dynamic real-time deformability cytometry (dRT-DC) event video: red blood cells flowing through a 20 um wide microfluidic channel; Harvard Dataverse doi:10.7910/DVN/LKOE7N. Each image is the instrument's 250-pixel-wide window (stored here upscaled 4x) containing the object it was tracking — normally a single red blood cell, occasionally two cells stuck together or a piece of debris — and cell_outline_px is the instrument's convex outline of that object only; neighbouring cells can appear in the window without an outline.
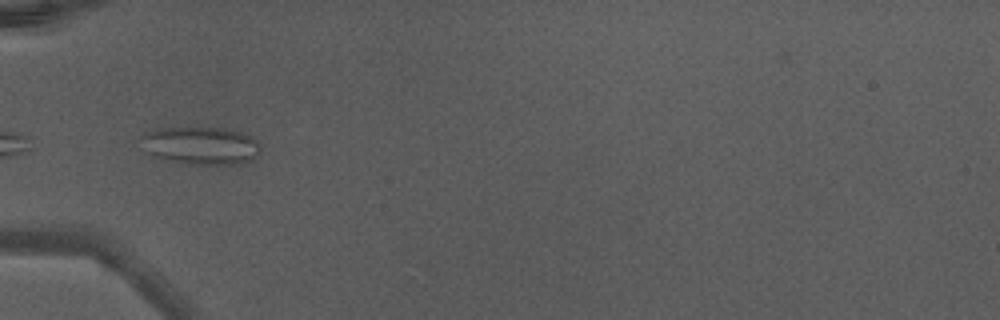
{"species": "Egyptian fruit bat (a non-hibernating species)", "species_latin": "Rousettus aegyptiacus", "temperature_condition": "warm", "stored_images_in_passage": 6, "camera_frame_rate_fps": 3000, "um_per_image_px": 0.085, "animal": {"sex": "male"}, "frame": {"image": 1, "passage_image": 1, "time_ms": 0.0, "image_size_px": [1000, 320], "cell_outline_px": [[260, 152], [252, 160], [244, 164], [184, 164], [156, 156], [148, 152], [140, 136], [144, 132], [160, 128], [224, 128], [240, 132], [252, 136], [260, 144]], "centroid_in_image_um": [17.13, 12.38], "position_along_channel_um": 67.9, "area_um2": 26.24}}